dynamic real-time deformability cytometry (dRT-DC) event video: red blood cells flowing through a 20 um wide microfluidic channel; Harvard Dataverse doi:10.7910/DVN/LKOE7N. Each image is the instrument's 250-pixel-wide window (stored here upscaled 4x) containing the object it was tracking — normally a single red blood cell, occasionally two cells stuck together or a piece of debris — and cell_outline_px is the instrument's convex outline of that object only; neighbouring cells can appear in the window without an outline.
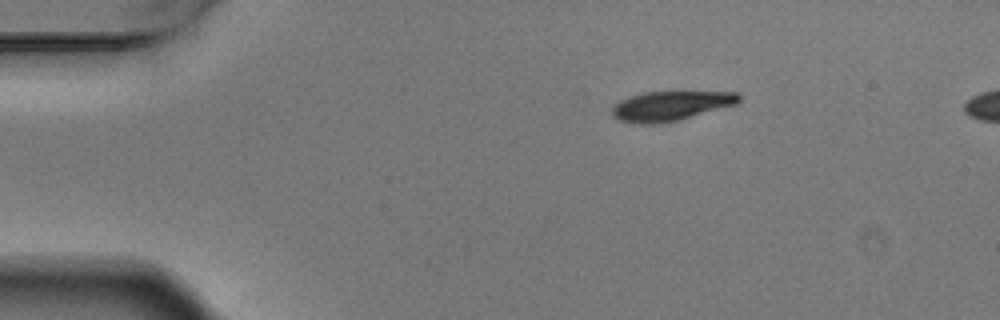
{"species": "Egyptian fruit bat (a non-hibernating species)", "species_latin": "Rousettus aegyptiacus", "temperature_condition": "warm", "stored_images_in_passage": 4, "segment_of_instrument_passage": [1, 2], "camera_frame_rate_fps": 3000, "um_per_image_px": 0.085, "animal": {"sex": "male"}, "frame": {"image": 1, "passage_image": 1, "time_ms": 0.0, "image_size_px": [1000, 320], "cell_outline_px": [[740, 100], [736, 104], [676, 120], [652, 124], [644, 124], [620, 120], [612, 116], [612, 104], [628, 96], [644, 92], [736, 92], [740, 96]], "centroid_in_image_um": [56.94, 8.98], "position_along_channel_um": 28.1, "area_um2": 21.5}}